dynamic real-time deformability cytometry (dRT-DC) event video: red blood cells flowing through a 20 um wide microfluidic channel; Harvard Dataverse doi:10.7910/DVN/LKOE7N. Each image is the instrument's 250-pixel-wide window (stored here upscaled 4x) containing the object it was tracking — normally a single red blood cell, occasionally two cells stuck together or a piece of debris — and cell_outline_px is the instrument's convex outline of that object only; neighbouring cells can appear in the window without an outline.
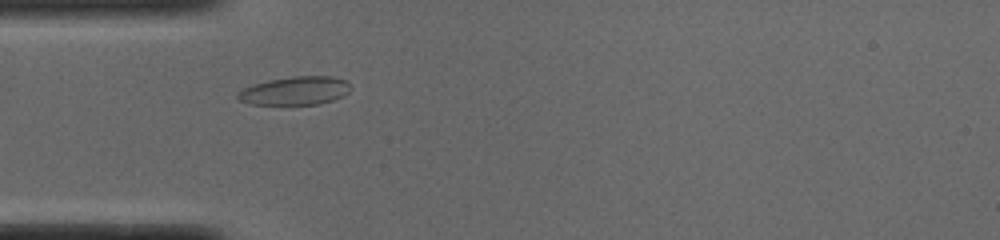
{"species": "common noctule bat (a hibernating species)", "species_latin": "Nyctalus noctula", "temperature_condition": "cold", "stored_images_in_passage": 38, "camera_frame_rate_fps": 3000, "um_per_image_px": 0.085, "animal": {"sex": "male", "body_mass_g": 19.0, "forearm_length_mm": 50.8}, "frame": {"image": 1, "passage_image": 1, "time_ms": 0.0, "image_size_px": [1000, 240], "cell_outline_px": [[352, 88], [344, 96], [332, 100], [316, 104], [248, 104], [240, 100], [236, 96], [236, 92], [244, 88], [268, 80], [292, 76], [332, 76], [348, 80]], "centroid_in_image_um": [25.12, 7.7], "position_along_channel_um": 59.9, "area_um2": 18.73}}
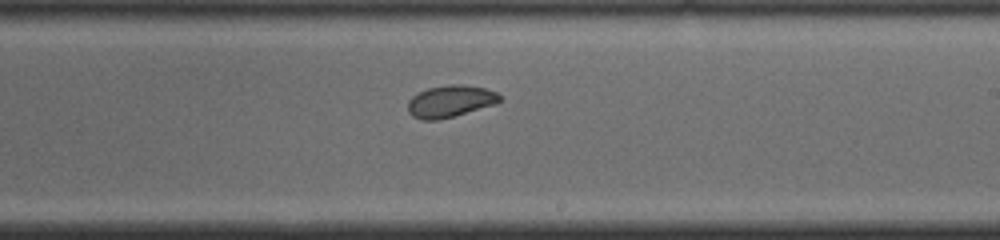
{"frame": {"image": 2, "passage_image": 16, "time_ms": 5.0, "image_size_px": [1000, 240], "cell_outline_px": [[504, 100], [496, 104], [452, 116], [436, 120], [420, 120], [412, 116], [408, 112], [408, 100], [412, 96], [428, 88], [448, 84], [464, 84], [484, 88], [496, 92], [504, 96]], "centroid_in_image_um": [38.3, 8.6], "position_along_channel_um": 250.7, "area_um2": 17.22}}
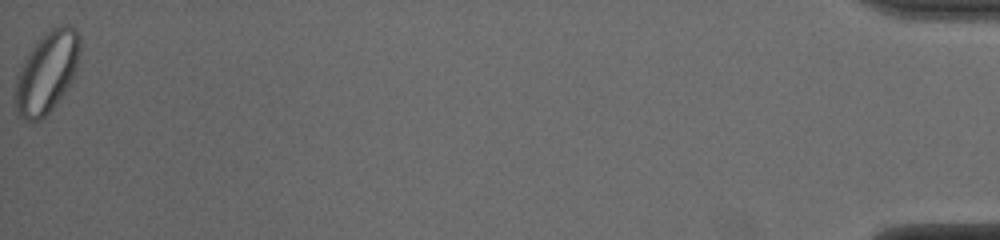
{"frame": {"image": 3, "passage_image": 38, "time_ms": 12.333, "image_size_px": [1000, 240], "cell_outline_px": [[80, 52], [76, 68], [72, 80], [68, 88], [52, 108], [40, 120], [24, 120], [20, 116], [16, 108], [12, 96], [16, 76], [28, 52], [44, 32], [60, 24], [68, 24], [76, 28], [80, 40]], "centroid_in_image_um": [3.96, 6.12], "position_along_channel_um": 431.2, "area_um2": 30.98}, "authors_computed_cell_mechanics": {"area_um2": 17.8313, "velocity_mm_per_s": 3.8541, "shape_relaxation_time_tau1_ms": 4.2768, "shape_relaxation_time_tau2_ms": 3.1716, "deformation_change_tau1": 0.1175, "deformation_change_tau2": 0.0758}}